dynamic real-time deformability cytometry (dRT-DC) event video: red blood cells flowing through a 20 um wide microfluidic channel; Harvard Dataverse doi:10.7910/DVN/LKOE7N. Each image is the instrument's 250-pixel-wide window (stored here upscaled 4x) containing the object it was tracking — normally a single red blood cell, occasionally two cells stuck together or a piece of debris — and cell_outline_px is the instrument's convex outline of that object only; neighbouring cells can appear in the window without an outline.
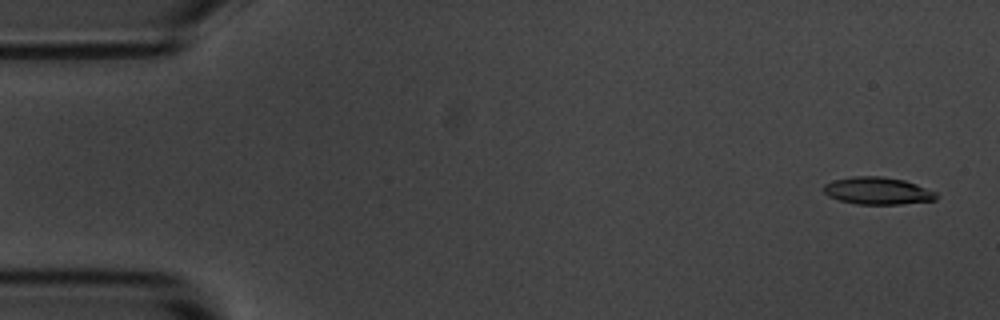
{"species": "common noctule bat (a hibernating species)", "species_latin": "Nyctalus noctula", "temperature_condition": "room temperature", "stored_images_in_passage": 5, "segment_of_instrument_passage": [2, 2], "camera_frame_rate_fps": 3000, "um_per_image_px": 0.085, "animal": {"sex": "male", "body_mass_g": 20.1, "forearm_length_mm": 53.5}, "frame": {"image": 1, "passage_image": 5, "time_ms": 5.667, "image_size_px": [1000, 320], "cell_outline_px": [[940, 196], [936, 200], [900, 204], [856, 204], [840, 200], [828, 196], [824, 192], [824, 184], [832, 180], [852, 176], [880, 176], [904, 180], [916, 184], [936, 192]], "centroid_in_image_um": [74.6, 16.22], "position_along_channel_um": 10.4, "area_um2": 17.98}}